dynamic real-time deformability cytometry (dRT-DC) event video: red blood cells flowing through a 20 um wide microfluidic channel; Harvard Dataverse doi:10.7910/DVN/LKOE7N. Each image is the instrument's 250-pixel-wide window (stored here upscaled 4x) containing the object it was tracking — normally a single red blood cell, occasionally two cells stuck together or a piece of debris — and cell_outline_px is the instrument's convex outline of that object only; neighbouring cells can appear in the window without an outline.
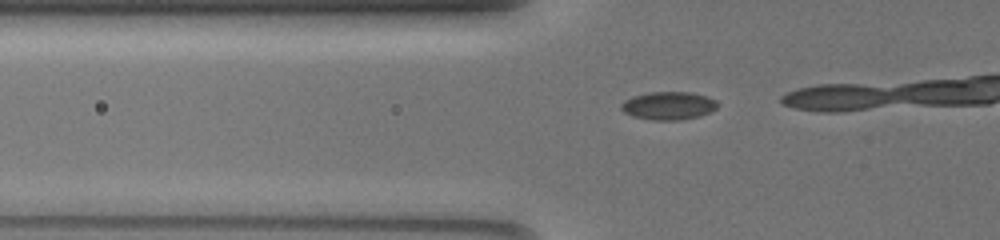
{"species": "common noctule bat (a hibernating species)", "species_latin": "Nyctalus noctula", "temperature_condition": "warm", "stored_images_in_passage": 12, "camera_frame_rate_fps": 3000, "um_per_image_px": 0.085, "animal": {"sex": "female", "body_mass_g": 19.5, "forearm_length_mm": 54.1}, "frame": {"image": 1, "passage_image": 7, "time_ms": 2.0, "image_size_px": [1000, 240], "cell_outline_px": [[716, 108], [700, 116], [680, 120], [652, 120], [632, 116], [624, 112], [620, 108], [620, 104], [624, 100], [632, 96], [648, 92], [692, 92], [708, 96], [716, 100]], "centroid_in_image_um": [56.79, 8.97], "position_along_channel_um": 69.0, "area_um2": 15.84}}